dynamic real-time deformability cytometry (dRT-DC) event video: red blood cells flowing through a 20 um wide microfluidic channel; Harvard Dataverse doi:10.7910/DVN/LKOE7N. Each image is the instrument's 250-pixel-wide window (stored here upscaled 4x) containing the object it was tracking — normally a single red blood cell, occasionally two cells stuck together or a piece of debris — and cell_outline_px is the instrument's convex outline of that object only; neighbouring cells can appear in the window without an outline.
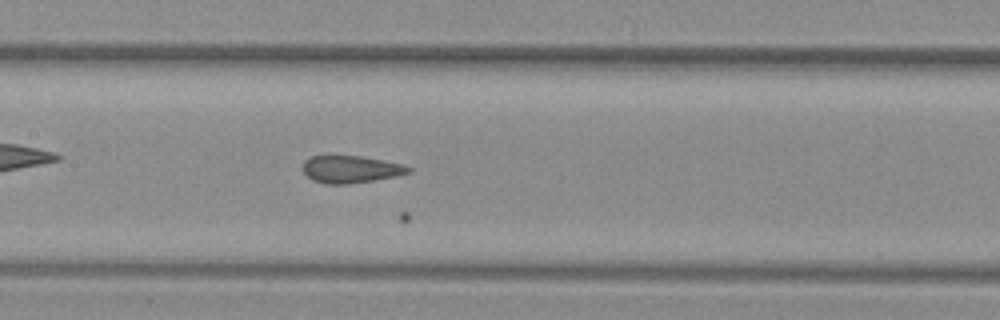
{"species": "common noctule bat (a hibernating species)", "species_latin": "Nyctalus noctula", "temperature_condition": "warm", "stored_images_in_passage": 27, "camera_frame_rate_fps": 3000, "um_per_image_px": 0.085, "animal": {"sex": "female", "body_mass_g": 29.2, "forearm_length_mm": 56.3}, "frame": {"image": 1, "passage_image": 19, "time_ms": 6.0, "image_size_px": [1000, 320], "cell_outline_px": [[412, 172], [396, 176], [348, 184], [324, 184], [312, 180], [304, 172], [304, 160], [312, 156], [360, 156], [404, 164], [412, 168]], "centroid_in_image_um": [29.84, 14.39], "position_along_channel_um": 177.6, "area_um2": 16.7}}
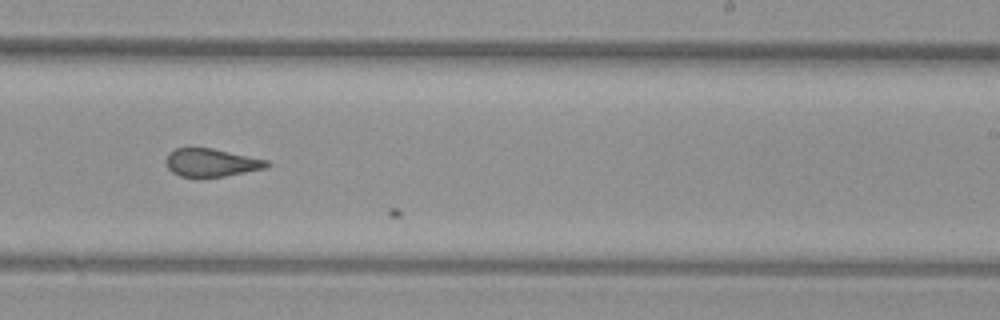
{"frame": {"image": 2, "passage_image": 26, "time_ms": 8.333, "image_size_px": [1000, 320], "cell_outline_px": [[272, 164], [264, 168], [224, 176], [180, 176], [172, 172], [168, 168], [164, 160], [168, 152], [176, 148], [212, 148], [268, 160]], "centroid_in_image_um": [17.93, 13.8], "position_along_channel_um": 271.1, "area_um2": 16.3}}